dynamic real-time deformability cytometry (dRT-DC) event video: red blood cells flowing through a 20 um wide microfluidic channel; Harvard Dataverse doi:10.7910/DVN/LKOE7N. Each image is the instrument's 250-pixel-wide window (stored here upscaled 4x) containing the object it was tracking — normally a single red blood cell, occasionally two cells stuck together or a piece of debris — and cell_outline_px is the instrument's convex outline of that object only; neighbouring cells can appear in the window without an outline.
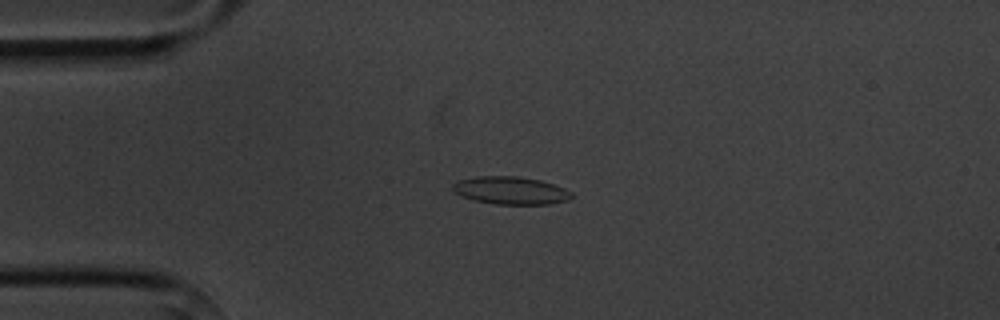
{"species": "common noctule bat (a hibernating species)", "species_latin": "Nyctalus noctula", "temperature_condition": "cold", "stored_images_in_passage": 4, "camera_frame_rate_fps": 3000, "um_per_image_px": 0.085, "animal": {"sex": "male", "body_mass_g": 20.1, "forearm_length_mm": 53.5}, "frame": {"image": 1, "passage_image": 3, "time_ms": 2.333, "image_size_px": [1000, 320], "cell_outline_px": [[572, 196], [568, 200], [548, 204], [496, 204], [476, 200], [460, 196], [452, 192], [452, 184], [460, 180], [476, 176], [516, 176], [540, 180], [564, 188], [572, 192]], "centroid_in_image_um": [43.38, 16.19], "position_along_channel_um": 41.6, "area_um2": 19.13}}